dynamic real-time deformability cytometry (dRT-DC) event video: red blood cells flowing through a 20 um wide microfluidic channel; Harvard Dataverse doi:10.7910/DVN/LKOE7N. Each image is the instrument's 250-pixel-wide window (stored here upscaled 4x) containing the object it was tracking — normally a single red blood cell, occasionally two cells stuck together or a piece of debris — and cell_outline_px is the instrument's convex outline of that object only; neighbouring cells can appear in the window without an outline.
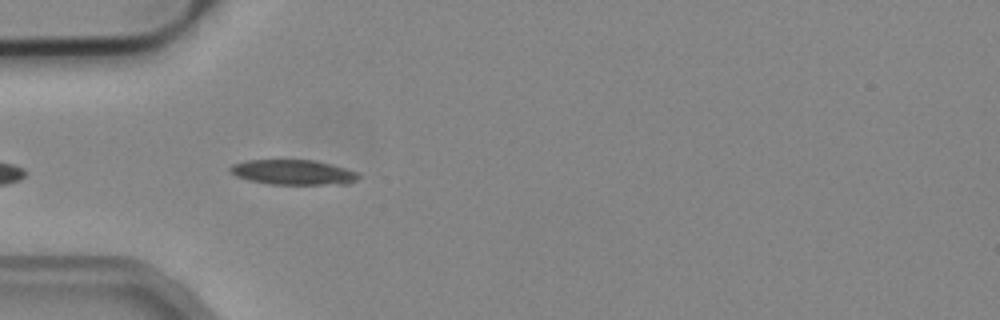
{"species": "common noctule bat (a hibernating species)", "species_latin": "Nyctalus noctula", "temperature_condition": "cold", "stored_images_in_passage": 5, "camera_frame_rate_fps": 3000, "um_per_image_px": 0.085, "animal": {"sex": "male", "body_mass_g": 19.2, "forearm_length_mm": 51.8}, "frame": {"image": 1, "passage_image": 1, "time_ms": 0.0, "image_size_px": [1000, 320], "cell_outline_px": [[360, 176], [356, 180], [348, 184], [268, 184], [248, 180], [236, 176], [228, 172], [228, 168], [232, 164], [248, 160], [312, 160], [344, 168], [356, 172]], "centroid_in_image_um": [24.85, 14.65], "position_along_channel_um": 60.1, "area_um2": 18.61}}